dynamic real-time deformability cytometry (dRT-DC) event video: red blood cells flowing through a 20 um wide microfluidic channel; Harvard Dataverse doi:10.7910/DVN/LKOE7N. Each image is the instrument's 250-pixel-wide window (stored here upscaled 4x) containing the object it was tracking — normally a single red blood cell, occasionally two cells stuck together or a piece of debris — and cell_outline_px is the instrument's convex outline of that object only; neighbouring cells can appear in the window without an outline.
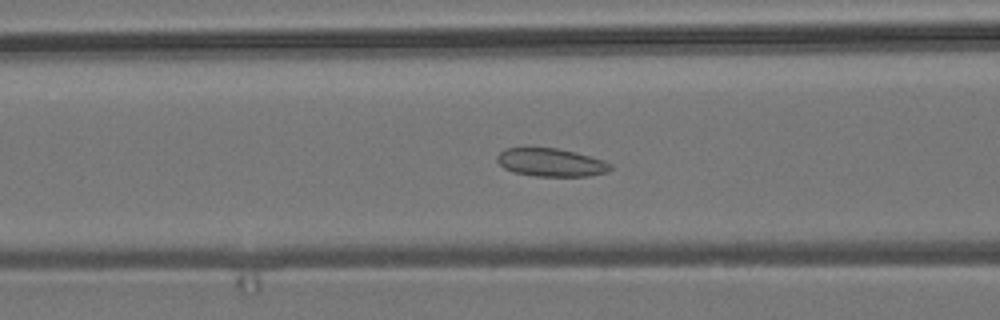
{"species": "common noctule bat (a hibernating species)", "species_latin": "Nyctalus noctula", "temperature_condition": "room temperature", "stored_images_in_passage": 47, "camera_frame_rate_fps": 3000, "um_per_image_px": 0.085, "animal": {"sex": "male", "body_mass_g": 19.2, "forearm_length_mm": 51.8}, "frame": {"image": 1, "passage_image": 14, "time_ms": 4.333, "image_size_px": [1000, 320], "cell_outline_px": [[612, 168], [608, 172], [588, 176], [536, 176], [516, 172], [504, 168], [496, 160], [496, 156], [504, 148], [556, 148], [576, 152], [604, 160], [612, 164]], "centroid_in_image_um": [46.86, 13.8], "position_along_channel_um": 119.7, "area_um2": 18.55}}
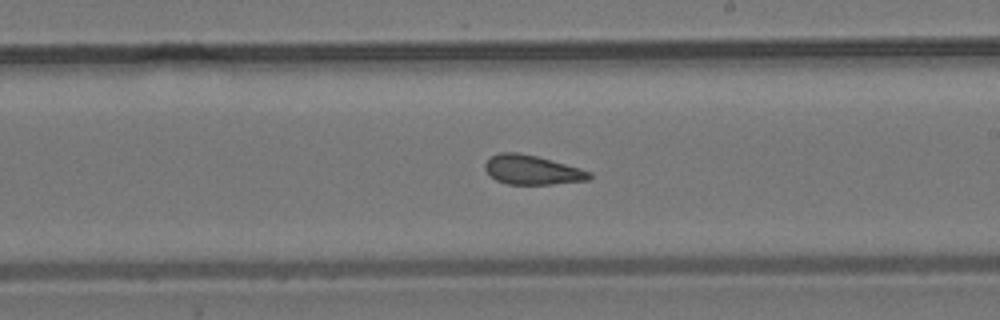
{"frame": {"image": 2, "passage_image": 24, "time_ms": 7.667, "image_size_px": [1000, 320], "cell_outline_px": [[592, 176], [588, 180], [552, 184], [508, 184], [496, 180], [484, 168], [484, 164], [492, 156], [500, 152], [520, 152], [536, 156], [580, 168], [592, 172]], "centroid_in_image_um": [45.24, 14.44], "position_along_channel_um": 243.8, "area_um2": 17.69}}
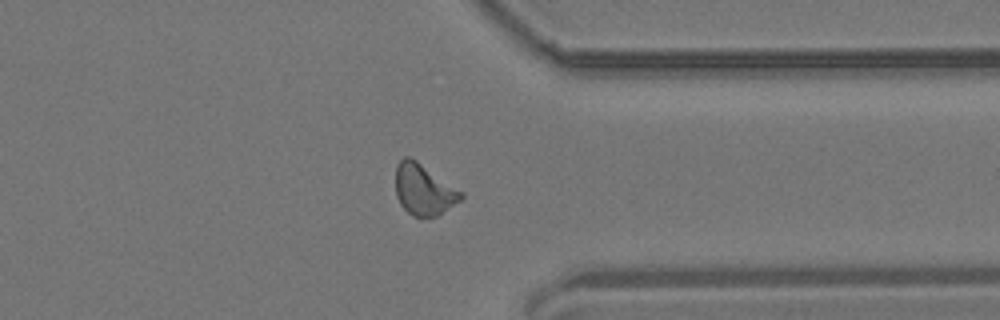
{"frame": {"image": 3, "passage_image": 35, "time_ms": 11.333, "image_size_px": [1000, 320], "cell_outline_px": [[464, 196], [460, 200], [436, 216], [412, 216], [400, 204], [396, 196], [396, 164], [404, 156], [408, 156], [416, 160], [464, 192]], "centroid_in_image_um": [36.01, 16.1], "position_along_channel_um": 375.4, "area_um2": 19.31}, "authors_computed_cell_mechanics": {"area_um2": 18.3804, "velocity_mm_per_s": 3.7163, "shape_relaxation_time_tau1_ms": null, "shape_relaxation_time_tau2_ms": 1.4231, "deformation_change_tau1": null, "deformation_change_tau2": 0.0689}}